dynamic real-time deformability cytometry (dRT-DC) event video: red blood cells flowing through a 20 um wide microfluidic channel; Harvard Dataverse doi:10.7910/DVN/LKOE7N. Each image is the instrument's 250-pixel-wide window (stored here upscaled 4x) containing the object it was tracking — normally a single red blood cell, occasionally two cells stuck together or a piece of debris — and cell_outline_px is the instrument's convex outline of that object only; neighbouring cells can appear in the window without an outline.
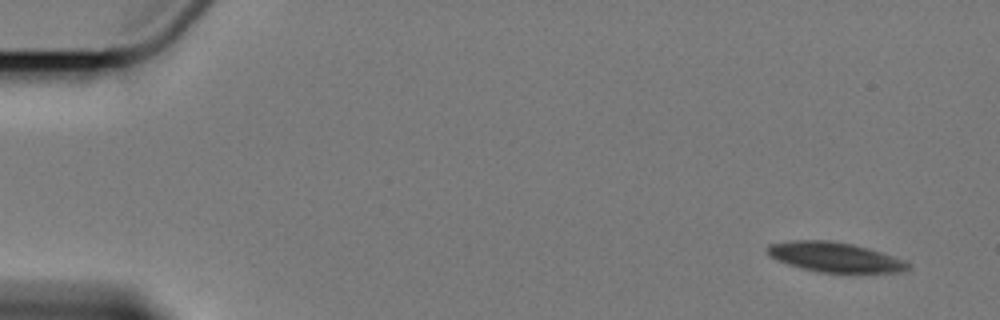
{"species": "Egyptian fruit bat (a non-hibernating species)", "species_latin": "Rousettus aegyptiacus", "temperature_condition": "cold", "stored_images_in_passage": 7, "camera_frame_rate_fps": 3000, "um_per_image_px": 0.085, "animal": {"sex": "female"}, "frame": {"image": 1, "passage_image": 1, "time_ms": 0.0, "image_size_px": [1000, 320], "cell_outline_px": [[912, 268], [904, 272], [820, 272], [800, 268], [788, 264], [768, 256], [768, 244], [792, 240], [828, 240], [852, 244], [868, 248], [904, 260], [912, 264]], "centroid_in_image_um": [70.97, 21.85], "position_along_channel_um": 14.0, "area_um2": 24.33}}
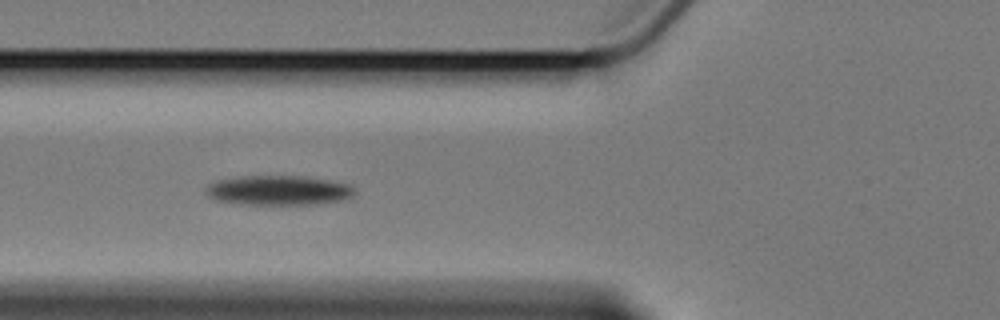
{"frame": {"image": 2, "passage_image": 5, "time_ms": 6.333, "image_size_px": [1000, 320], "cell_outline_px": [[356, 192], [348, 200], [320, 204], [240, 204], [216, 200], [208, 196], [204, 192], [204, 188], [208, 184], [216, 180], [240, 176], [308, 176], [348, 184], [356, 188]], "centroid_in_image_um": [23.69, 16.18], "position_along_channel_um": 102.1, "area_um2": 26.18}}
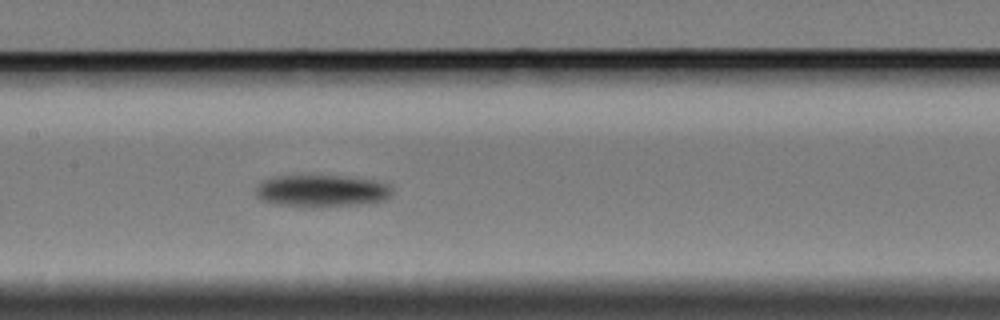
{"frame": {"image": 3, "passage_image": 7, "time_ms": 8.667, "image_size_px": [1000, 320], "cell_outline_px": [[392, 196], [388, 200], [372, 204], [268, 204], [260, 200], [256, 196], [256, 188], [264, 180], [276, 176], [348, 176], [376, 180], [388, 184], [392, 188]], "centroid_in_image_um": [27.43, 16.19], "position_along_channel_um": 180.0, "area_um2": 24.97}}